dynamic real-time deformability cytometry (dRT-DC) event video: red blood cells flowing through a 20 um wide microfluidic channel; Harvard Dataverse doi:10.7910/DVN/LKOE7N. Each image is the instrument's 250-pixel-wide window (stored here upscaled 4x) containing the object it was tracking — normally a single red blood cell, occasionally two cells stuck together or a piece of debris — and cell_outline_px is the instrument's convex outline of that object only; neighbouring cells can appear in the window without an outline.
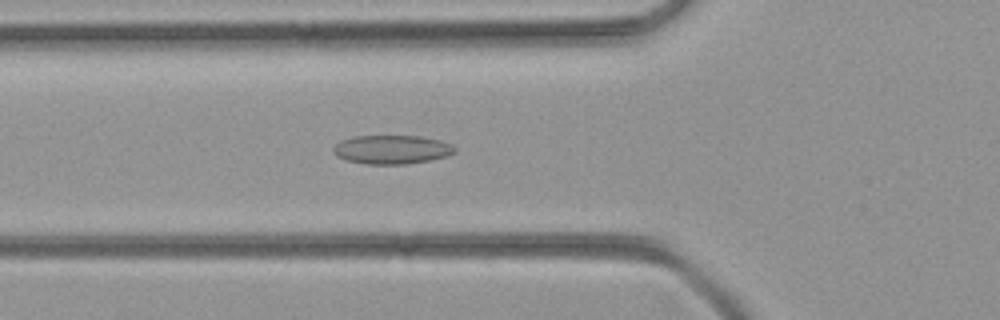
{"species": "common noctule bat (a hibernating species)", "species_latin": "Nyctalus noctula", "temperature_condition": "room temperature", "stored_images_in_passage": 50, "camera_frame_rate_fps": 3000, "um_per_image_px": 0.085, "animal": {"sex": "female", "body_mass_g": 21.9}, "frame": {"image": 1, "passage_image": 18, "time_ms": 5.667, "image_size_px": [1000, 320], "cell_outline_px": [[456, 152], [448, 156], [408, 164], [364, 164], [348, 160], [336, 156], [332, 152], [332, 148], [340, 140], [356, 136], [420, 136], [440, 140], [452, 144], [456, 148]], "centroid_in_image_um": [33.31, 12.71], "position_along_channel_um": 92.5, "area_um2": 20.52}}
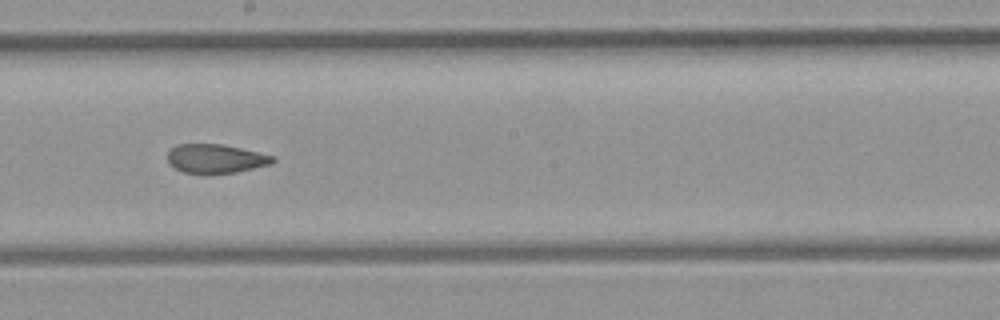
{"frame": {"image": 2, "passage_image": 28, "time_ms": 9.0, "image_size_px": [1000, 320], "cell_outline_px": [[276, 160], [272, 164], [236, 172], [204, 176], [184, 172], [168, 164], [168, 152], [172, 148], [180, 144], [220, 144], [240, 148], [276, 156]], "centroid_in_image_um": [18.34, 13.52], "position_along_channel_um": 229.9, "area_um2": 18.15}}
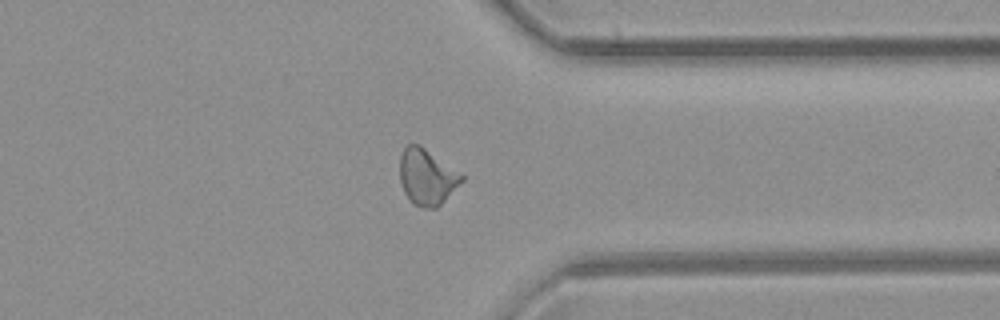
{"frame": {"image": 3, "passage_image": 39, "time_ms": 12.667, "image_size_px": [1000, 320], "cell_outline_px": [[464, 180], [436, 208], [420, 208], [412, 204], [404, 192], [400, 180], [400, 156], [404, 148], [408, 144], [420, 144], [464, 176]], "centroid_in_image_um": [36.26, 15.05], "position_along_channel_um": 375.1, "area_um2": 20.06}}